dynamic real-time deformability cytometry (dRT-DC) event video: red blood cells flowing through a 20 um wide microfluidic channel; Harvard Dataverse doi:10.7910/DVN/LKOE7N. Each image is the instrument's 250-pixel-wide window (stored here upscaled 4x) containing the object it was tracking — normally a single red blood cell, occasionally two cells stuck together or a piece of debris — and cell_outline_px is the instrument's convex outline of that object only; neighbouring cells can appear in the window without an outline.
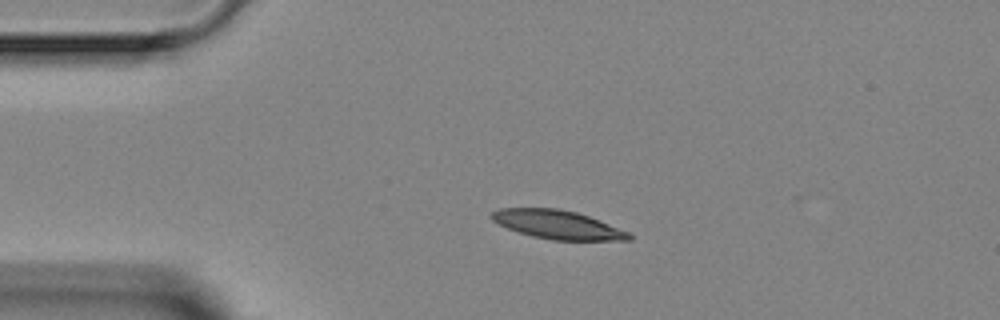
{"species": "Egyptian fruit bat (a non-hibernating species)", "species_latin": "Rousettus aegyptiacus", "temperature_condition": "room temperature", "stored_images_in_passage": 7, "camera_frame_rate_fps": 3000, "um_per_image_px": 0.085, "animal": {"sex": "female"}, "frame": {"image": 1, "passage_image": 3, "time_ms": 2.0, "image_size_px": [1000, 320], "cell_outline_px": [[632, 240], [552, 240], [532, 236], [508, 228], [492, 220], [488, 216], [492, 212], [500, 208], [556, 208], [576, 212], [588, 216], [628, 232], [632, 236]], "centroid_in_image_um": [47.36, 19.09], "position_along_channel_um": 37.6, "area_um2": 22.66}}
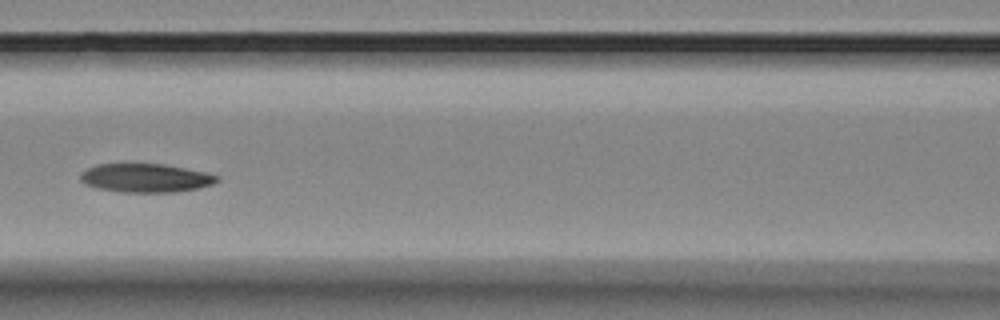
{"frame": {"image": 2, "passage_image": 6, "time_ms": 5.667, "image_size_px": [1000, 320], "cell_outline_px": [[220, 180], [212, 184], [200, 188], [176, 192], [120, 192], [96, 188], [84, 184], [80, 180], [80, 176], [88, 168], [96, 164], [164, 164], [204, 172], [220, 176]], "centroid_in_image_um": [12.39, 15.14], "position_along_channel_um": 154.2, "area_um2": 22.83}}
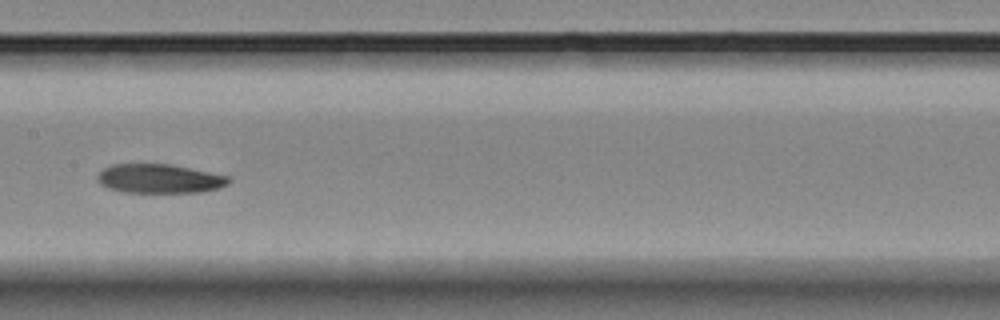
{"frame": {"image": 3, "passage_image": 7, "time_ms": 6.667, "image_size_px": [1000, 320], "cell_outline_px": [[232, 180], [228, 184], [220, 188], [200, 192], [124, 192], [108, 188], [100, 184], [96, 180], [96, 176], [104, 168], [112, 164], [172, 164], [228, 176]], "centroid_in_image_um": [13.55, 15.18], "position_along_channel_um": 193.9, "area_um2": 22.31}}